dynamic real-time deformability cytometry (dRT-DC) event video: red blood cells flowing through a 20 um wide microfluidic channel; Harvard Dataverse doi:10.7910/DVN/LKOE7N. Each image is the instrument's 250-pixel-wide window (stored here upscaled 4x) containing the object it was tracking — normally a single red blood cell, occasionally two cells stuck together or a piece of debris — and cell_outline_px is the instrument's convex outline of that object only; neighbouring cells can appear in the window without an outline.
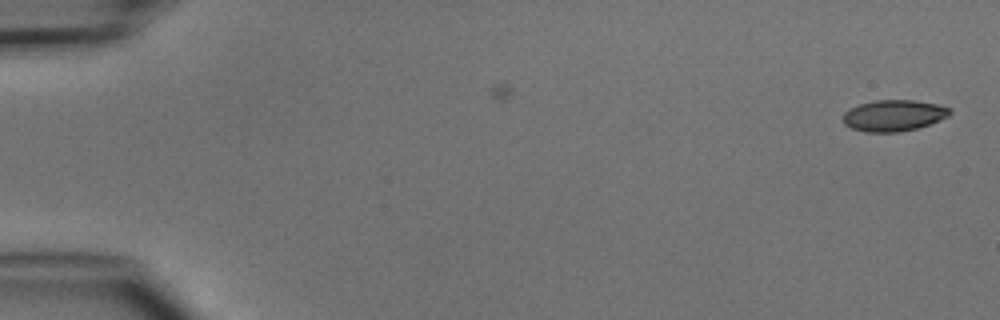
{"species": "common noctule bat (a hibernating species)", "species_latin": "Nyctalus noctula", "temperature_condition": "cold", "stored_images_in_passage": 3, "camera_frame_rate_fps": 3000, "um_per_image_px": 0.085, "animal": {"sex": "male", "body_mass_g": 15.6}, "frame": {"image": 1, "passage_image": 1, "time_ms": 0.0, "image_size_px": [1000, 320], "cell_outline_px": [[952, 112], [948, 116], [928, 124], [916, 128], [900, 132], [864, 132], [852, 128], [844, 124], [844, 112], [860, 104], [876, 100], [916, 100], [936, 104], [952, 108]], "centroid_in_image_um": [75.98, 9.81], "position_along_channel_um": 9.0, "area_um2": 19.31}}